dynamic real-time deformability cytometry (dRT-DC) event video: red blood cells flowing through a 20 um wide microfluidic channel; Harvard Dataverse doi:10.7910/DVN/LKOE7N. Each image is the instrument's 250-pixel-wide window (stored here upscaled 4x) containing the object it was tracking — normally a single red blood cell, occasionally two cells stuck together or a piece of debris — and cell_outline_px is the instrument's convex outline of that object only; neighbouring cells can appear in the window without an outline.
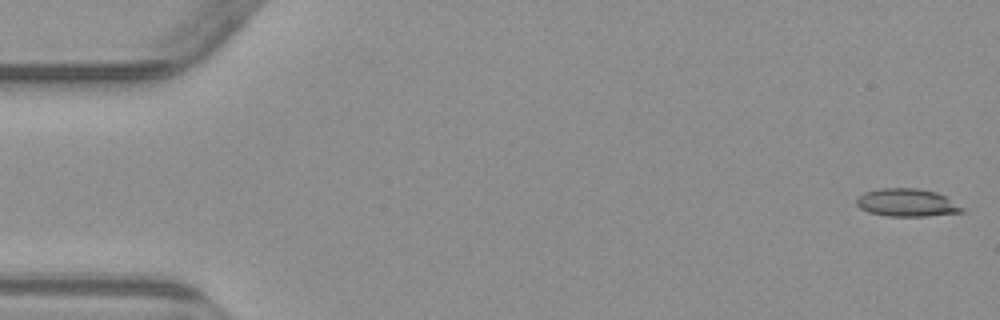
{"species": "common noctule bat (a hibernating species)", "species_latin": "Nyctalus noctula", "temperature_condition": "warm", "stored_images_in_passage": 3, "camera_frame_rate_fps": 3000, "um_per_image_px": 0.085, "animal": {"sex": "male", "body_mass_g": 23.1, "forearm_length_mm": 52.7}, "frame": {"image": 1, "passage_image": 1, "time_ms": 0.0, "image_size_px": [1000, 320], "cell_outline_px": [[968, 208], [964, 212], [928, 216], [888, 216], [868, 212], [860, 208], [856, 204], [856, 200], [864, 192], [880, 188], [916, 188], [936, 192]], "centroid_in_image_um": [77.13, 17.23], "position_along_channel_um": 7.9, "area_um2": 17.28}}